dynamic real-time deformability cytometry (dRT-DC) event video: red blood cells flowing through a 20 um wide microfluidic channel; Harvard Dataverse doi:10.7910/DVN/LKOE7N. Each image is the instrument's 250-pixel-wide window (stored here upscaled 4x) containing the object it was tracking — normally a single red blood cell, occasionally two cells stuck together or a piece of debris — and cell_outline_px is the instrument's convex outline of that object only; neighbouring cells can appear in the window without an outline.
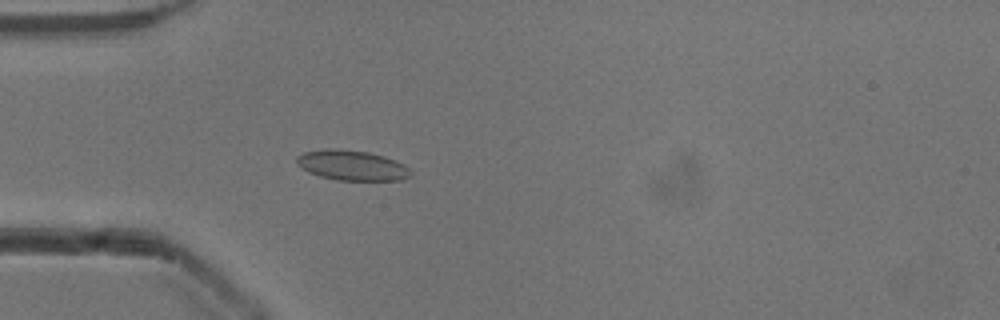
{"species": "common noctule bat (a hibernating species)", "species_latin": "Nyctalus noctula", "temperature_condition": "cold", "stored_images_in_passage": 52, "camera_frame_rate_fps": 3000, "um_per_image_px": 0.085, "animal": {"sex": "male", "body_mass_g": 13.3}, "frame": {"image": 1, "passage_image": 15, "time_ms": 4.667, "image_size_px": [1000, 320], "cell_outline_px": [[412, 176], [400, 180], [336, 180], [320, 176], [308, 172], [296, 164], [296, 156], [304, 152], [324, 148], [336, 148], [368, 152], [384, 156], [404, 164], [412, 172]], "centroid_in_image_um": [29.89, 14.05], "position_along_channel_um": 55.1, "area_um2": 20.17}}
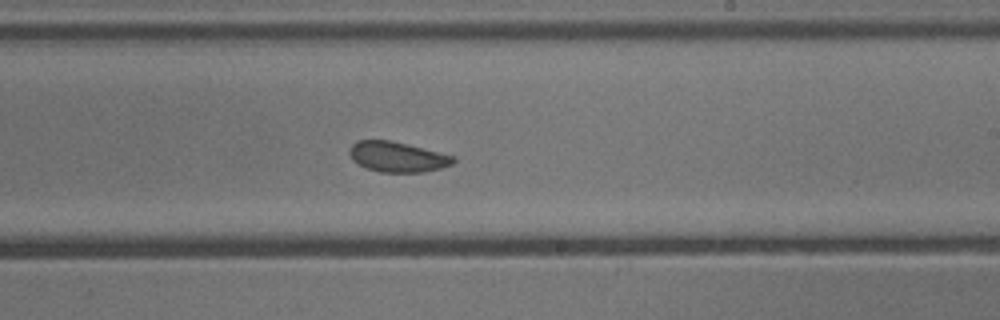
{"frame": {"image": 2, "passage_image": 31, "time_ms": 10.0, "image_size_px": [1000, 320], "cell_outline_px": [[456, 160], [452, 164], [440, 168], [424, 172], [380, 172], [368, 168], [352, 160], [348, 152], [352, 144], [356, 140], [388, 140], [408, 144], [456, 156]], "centroid_in_image_um": [33.79, 13.32], "position_along_channel_um": 255.2, "area_um2": 18.32}}
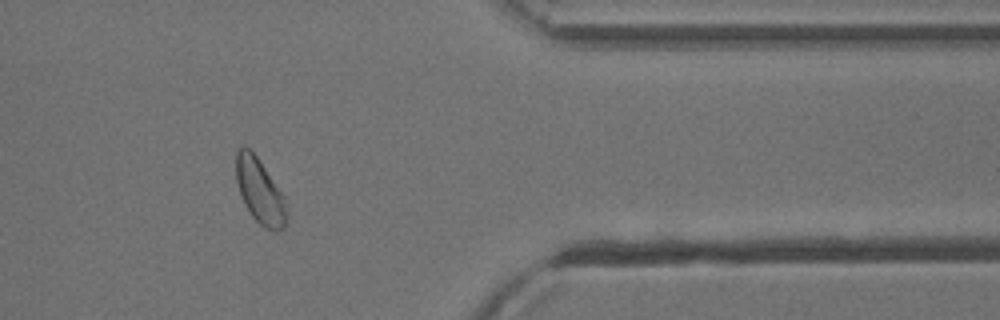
{"frame": {"image": 3, "passage_image": 43, "time_ms": 14.0, "image_size_px": [1000, 320], "cell_outline_px": [[288, 212], [284, 224], [280, 232], [276, 232], [264, 228], [252, 216], [244, 204], [240, 196], [236, 180], [236, 152], [240, 148], [248, 148], [256, 156], [288, 200]], "centroid_in_image_um": [22.12, 16.3], "position_along_channel_um": 389.3, "area_um2": 19.31}, "authors_computed_cell_mechanics": {"area_um2": 19.363, "velocity_mm_per_s": 3.8763, "shape_relaxation_time_tau1_ms": 2.7366, "shape_relaxation_time_tau2_ms": null, "deformation_change_tau1": 0.0519, "deformation_change_tau2": null}}